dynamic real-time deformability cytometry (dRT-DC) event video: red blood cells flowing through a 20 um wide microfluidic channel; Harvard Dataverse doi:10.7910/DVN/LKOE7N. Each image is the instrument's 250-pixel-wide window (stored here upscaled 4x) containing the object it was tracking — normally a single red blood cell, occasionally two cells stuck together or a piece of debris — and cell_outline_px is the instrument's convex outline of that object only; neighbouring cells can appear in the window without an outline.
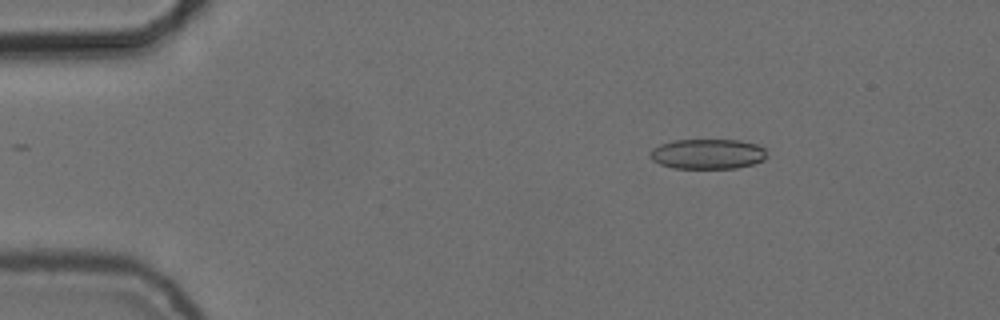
{"species": "common noctule bat (a hibernating species)", "species_latin": "Nyctalus noctula", "temperature_condition": "cold", "stored_images_in_passage": 55, "camera_frame_rate_fps": 3000, "um_per_image_px": 0.085, "animal": {"sex": "female", "body_mass_g": 24.6, "forearm_length_mm": 56.2}, "frame": {"image": 1, "passage_image": 9, "time_ms": 2.667, "image_size_px": [1000, 320], "cell_outline_px": [[768, 156], [764, 160], [752, 164], [736, 168], [672, 168], [660, 164], [652, 160], [648, 156], [648, 152], [652, 148], [660, 144], [672, 140], [740, 140], [756, 144], [764, 148]], "centroid_in_image_um": [60.12, 13.08], "position_along_channel_um": 24.9, "area_um2": 20.69}}
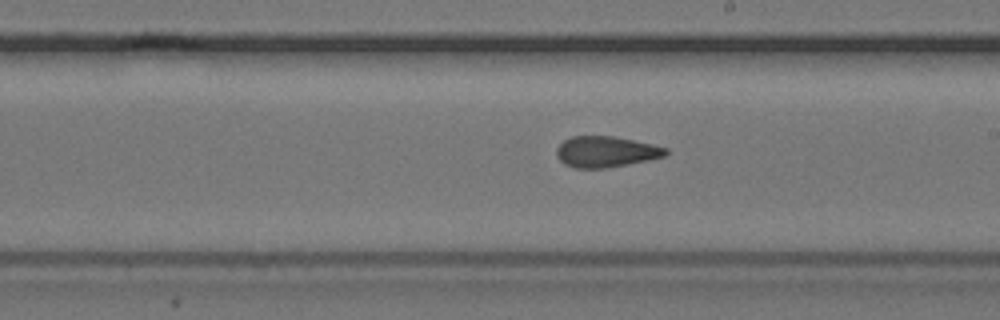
{"frame": {"image": 2, "passage_image": 32, "time_ms": 10.333, "image_size_px": [1000, 320], "cell_outline_px": [[668, 152], [664, 156], [648, 160], [608, 168], [576, 168], [564, 164], [556, 156], [556, 148], [564, 140], [572, 136], [612, 136], [652, 144], [668, 148]], "centroid_in_image_um": [51.48, 12.9], "position_along_channel_um": 237.5, "area_um2": 19.65}}
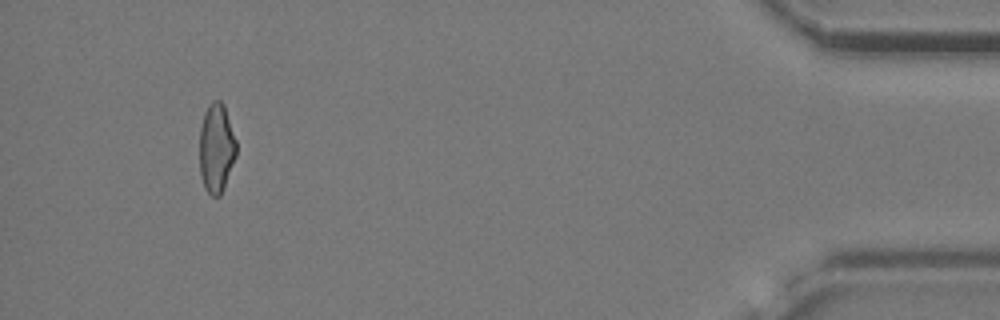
{"frame": {"image": 3, "passage_image": 52, "time_ms": 17.0, "image_size_px": [1000, 320], "cell_outline_px": [[236, 156], [224, 188], [220, 196], [212, 196], [204, 188], [200, 176], [200, 128], [204, 112], [208, 104], [212, 100], [220, 100], [224, 104], [236, 140]], "centroid_in_image_um": [18.39, 12.58], "position_along_channel_um": 416.8, "area_um2": 19.31}, "authors_computed_cell_mechanics": {"area_um2": 20.519, "velocity_mm_per_s": 3.7414, "shape_relaxation_time_tau1_ms": null, "shape_relaxation_time_tau2_ms": 2.1868, "deformation_change_tau1": null, "deformation_change_tau2": 0.1057}}